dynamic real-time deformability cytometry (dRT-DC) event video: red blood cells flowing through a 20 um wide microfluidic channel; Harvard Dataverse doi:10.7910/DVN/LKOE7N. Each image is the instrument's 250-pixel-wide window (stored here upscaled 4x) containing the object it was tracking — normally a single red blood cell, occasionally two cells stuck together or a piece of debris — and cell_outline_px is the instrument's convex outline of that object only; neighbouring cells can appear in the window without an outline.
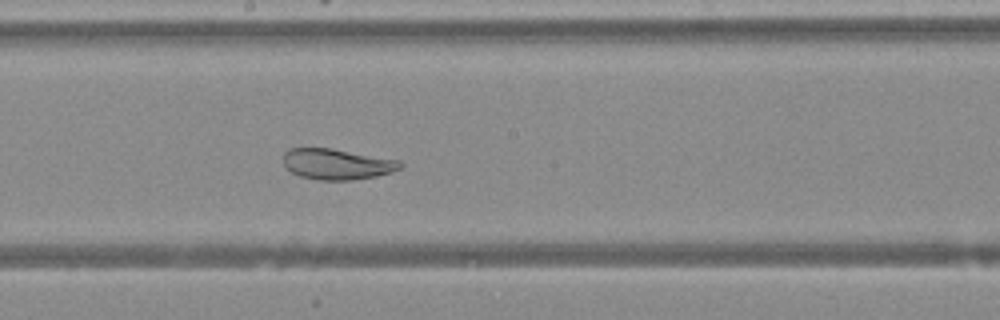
{"species": "Egyptian fruit bat (a non-hibernating species)", "species_latin": "Rousettus aegyptiacus", "temperature_condition": "warm", "stored_images_in_passage": 39, "camera_frame_rate_fps": 3000, "um_per_image_px": 0.085, "animal": {"sex": "female"}, "frame": {"image": 1, "passage_image": 17, "time_ms": 5.333, "image_size_px": [1000, 320], "cell_outline_px": [[404, 164], [400, 168], [376, 176], [352, 180], [320, 180], [300, 176], [292, 172], [284, 164], [284, 152], [288, 148], [332, 148], [400, 160]], "centroid_in_image_um": [28.64, 13.94], "position_along_channel_um": 219.6, "area_um2": 20.87}}
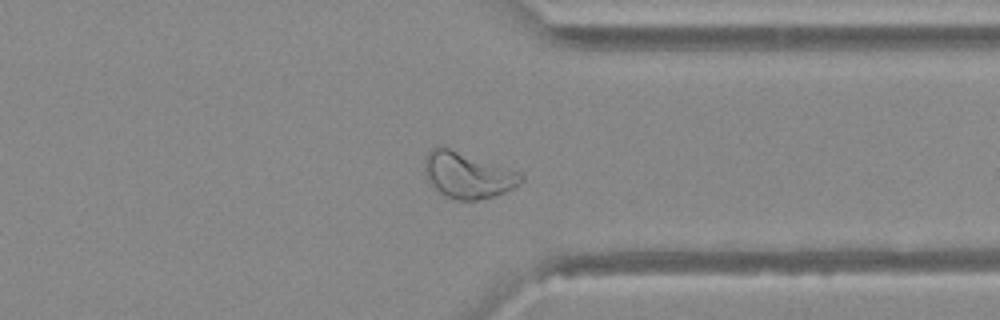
{"frame": {"image": 2, "passage_image": 28, "time_ms": 9.0, "image_size_px": [1000, 320], "cell_outline_px": [[524, 180], [520, 184], [504, 192], [492, 196], [476, 200], [456, 200], [444, 196], [428, 180], [424, 168], [424, 160], [428, 152], [432, 148], [448, 148], [520, 172], [524, 176]], "centroid_in_image_um": [39.76, 14.91], "position_along_channel_um": 371.6, "area_um2": 25.32}}
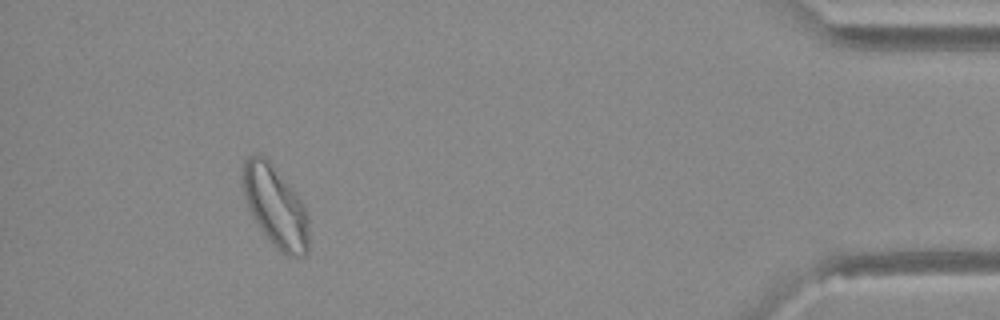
{"frame": {"image": 3, "passage_image": 35, "time_ms": 11.333, "image_size_px": [1000, 320], "cell_outline_px": [[308, 252], [304, 256], [288, 256], [280, 252], [272, 244], [256, 224], [244, 200], [244, 160], [248, 156], [264, 156], [268, 160], [300, 200], [308, 212]], "centroid_in_image_um": [23.42, 17.62], "position_along_channel_um": 411.8, "area_um2": 30.69}}